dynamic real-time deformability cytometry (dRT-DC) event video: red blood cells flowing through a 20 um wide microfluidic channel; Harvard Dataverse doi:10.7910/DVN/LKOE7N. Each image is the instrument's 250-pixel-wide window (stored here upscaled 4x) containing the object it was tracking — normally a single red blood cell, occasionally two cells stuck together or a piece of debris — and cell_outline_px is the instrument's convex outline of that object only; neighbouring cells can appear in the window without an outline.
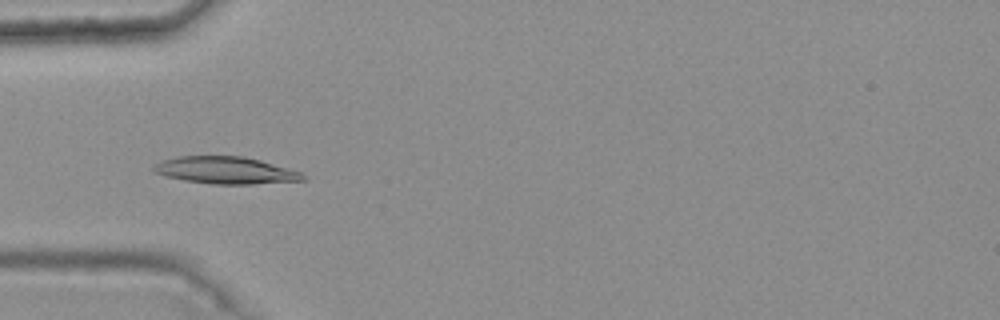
{"species": "common noctule bat (a hibernating species)", "species_latin": "Nyctalus noctula", "temperature_condition": "warm", "stored_images_in_passage": 5, "camera_frame_rate_fps": 3000, "um_per_image_px": 0.085, "animal": {"sex": "female", "body_mass_g": 25.1}, "frame": {"image": 1, "passage_image": 4, "time_ms": 1.0, "image_size_px": [1000, 320], "cell_outline_px": [[304, 180], [252, 184], [212, 184], [184, 180], [168, 176], [156, 172], [152, 168], [156, 164], [164, 160], [180, 156], [244, 156], [260, 160], [288, 168], [300, 172], [304, 176]], "centroid_in_image_um": [19.19, 14.47], "position_along_channel_um": 65.8, "area_um2": 23.18}}
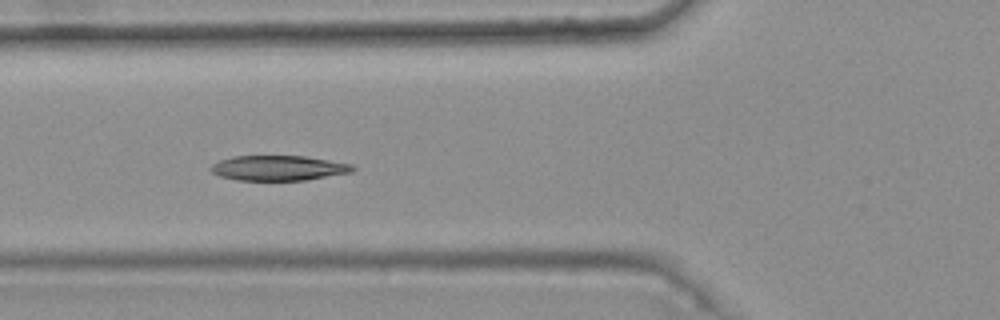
{"frame": {"image": 2, "passage_image": 5, "time_ms": 1.333, "image_size_px": [1000, 320], "cell_outline_px": [[356, 168], [352, 172], [304, 180], [236, 180], [220, 176], [212, 172], [212, 164], [220, 160], [232, 156], [304, 156], [352, 164]], "centroid_in_image_um": [23.67, 14.28], "position_along_channel_um": 102.1, "area_um2": 20.52}}